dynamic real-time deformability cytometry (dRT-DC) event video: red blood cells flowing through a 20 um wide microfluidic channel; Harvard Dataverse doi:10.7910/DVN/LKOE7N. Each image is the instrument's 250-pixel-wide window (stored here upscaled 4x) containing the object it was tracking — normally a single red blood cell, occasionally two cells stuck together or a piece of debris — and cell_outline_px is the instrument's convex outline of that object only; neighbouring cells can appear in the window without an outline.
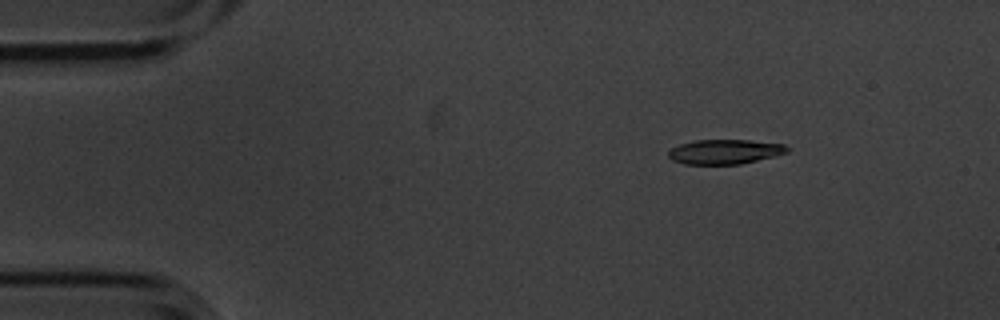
{"species": "common noctule bat (a hibernating species)", "species_latin": "Nyctalus noctula", "temperature_condition": "cold", "stored_images_in_passage": 10, "camera_frame_rate_fps": 3000, "um_per_image_px": 0.085, "animal": {"sex": "male", "body_mass_g": 20.1, "forearm_length_mm": 53.5}, "frame": {"image": 1, "passage_image": 1, "time_ms": 0.0, "image_size_px": [1000, 320], "cell_outline_px": [[792, 148], [788, 152], [776, 156], [740, 164], [684, 164], [672, 160], [668, 156], [668, 152], [672, 148], [680, 144], [696, 140], [748, 140], [784, 144]], "centroid_in_image_um": [61.65, 12.9], "position_along_channel_um": 23.4, "area_um2": 17.11}}
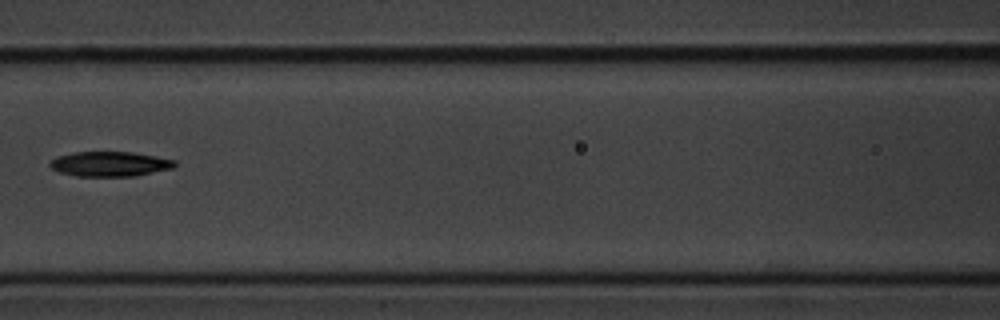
{"frame": {"image": 2, "passage_image": 6, "time_ms": 1.667, "image_size_px": [1000, 320], "cell_outline_px": [[176, 168], [136, 176], [76, 176], [60, 172], [52, 168], [48, 164], [56, 156], [72, 152], [132, 152], [156, 156], [176, 160]], "centroid_in_image_um": [9.38, 13.94], "position_along_channel_um": 157.2, "area_um2": 18.26}}
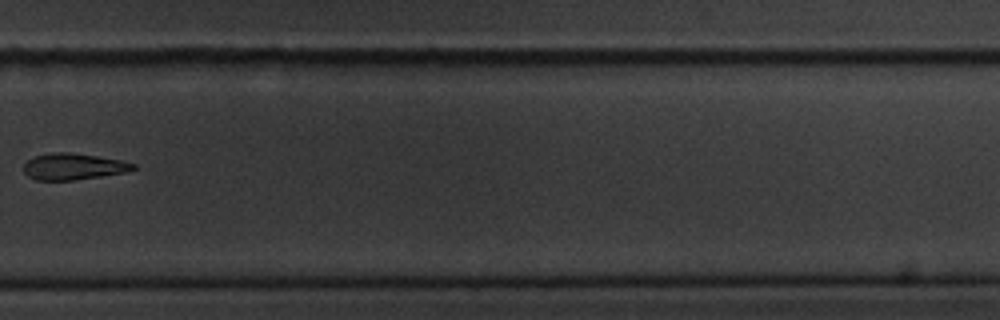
{"frame": {"image": 3, "passage_image": 10, "time_ms": 3.0, "image_size_px": [1000, 320], "cell_outline_px": [[136, 168], [124, 172], [76, 180], [36, 180], [28, 176], [24, 172], [24, 164], [32, 156], [60, 152], [68, 152], [96, 156], [120, 160], [136, 164]], "centroid_in_image_um": [6.2, 14.16], "position_along_channel_um": 323.6, "area_um2": 16.65}}